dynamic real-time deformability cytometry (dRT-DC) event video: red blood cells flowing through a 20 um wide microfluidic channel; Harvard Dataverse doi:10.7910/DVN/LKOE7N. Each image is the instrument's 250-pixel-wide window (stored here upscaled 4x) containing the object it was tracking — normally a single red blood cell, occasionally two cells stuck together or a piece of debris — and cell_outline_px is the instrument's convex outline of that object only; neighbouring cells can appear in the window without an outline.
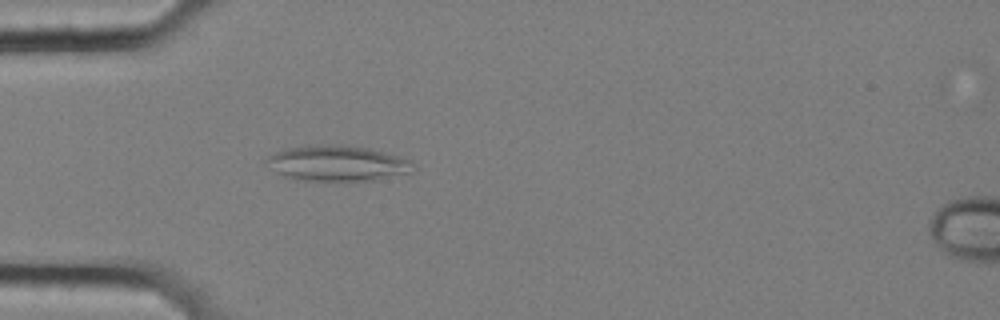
{"species": "common noctule bat (a hibernating species)", "species_latin": "Nyctalus noctula", "temperature_condition": "cold", "stored_images_in_passage": 41, "camera_frame_rate_fps": 3000, "um_per_image_px": 0.085, "animal": {"sex": "female", "body_mass_g": 25.1}, "frame": {"image": 1, "passage_image": 1, "time_ms": 0.0, "image_size_px": [1000, 320], "cell_outline_px": [[416, 164], [412, 172], [376, 180], [304, 180], [284, 176], [276, 172], [264, 164], [264, 160], [268, 156], [276, 152], [288, 148], [316, 144], [332, 144], [368, 148], [412, 160]], "centroid_in_image_um": [28.67, 13.87], "position_along_channel_um": 56.3, "area_um2": 30.35}}
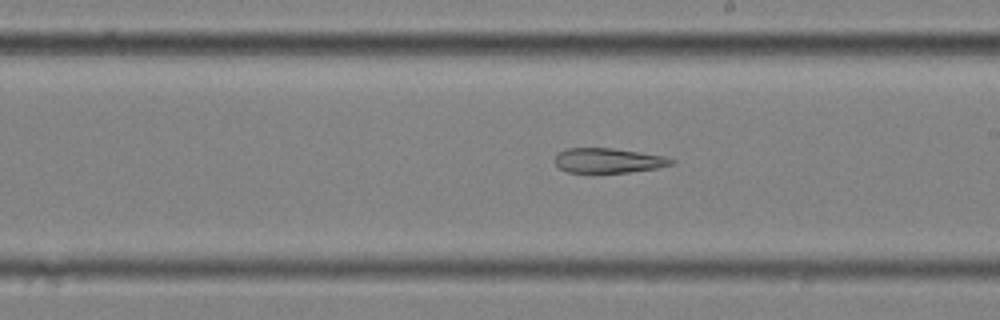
{"frame": {"image": 2, "passage_image": 17, "time_ms": 5.333, "image_size_px": [1000, 320], "cell_outline_px": [[676, 160], [672, 164], [656, 168], [628, 172], [568, 172], [560, 168], [552, 160], [560, 152], [568, 148], [612, 148], [640, 152], [664, 156]], "centroid_in_image_um": [51.7, 13.64], "position_along_channel_um": 237.3, "area_um2": 16.65}}
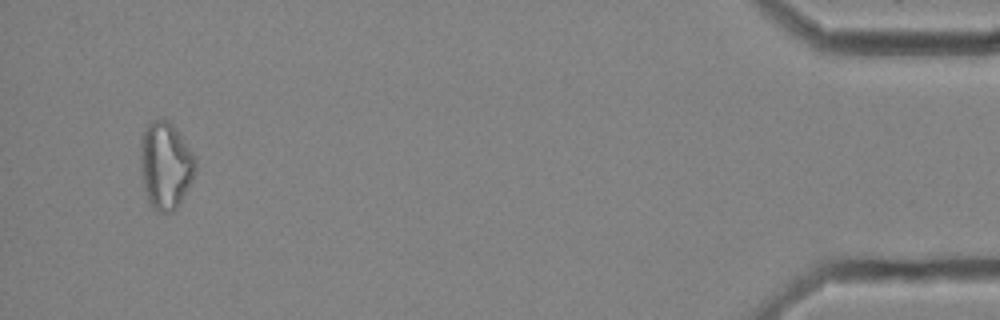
{"frame": {"image": 3, "passage_image": 39, "time_ms": 12.667, "image_size_px": [1000, 320], "cell_outline_px": [[196, 172], [188, 188], [176, 208], [172, 212], [160, 212], [148, 204], [144, 192], [140, 172], [140, 140], [148, 124], [152, 120], [160, 116], [164, 116], [176, 128], [196, 156]], "centroid_in_image_um": [14.05, 14.03], "position_along_channel_um": 421.1, "area_um2": 28.61}}